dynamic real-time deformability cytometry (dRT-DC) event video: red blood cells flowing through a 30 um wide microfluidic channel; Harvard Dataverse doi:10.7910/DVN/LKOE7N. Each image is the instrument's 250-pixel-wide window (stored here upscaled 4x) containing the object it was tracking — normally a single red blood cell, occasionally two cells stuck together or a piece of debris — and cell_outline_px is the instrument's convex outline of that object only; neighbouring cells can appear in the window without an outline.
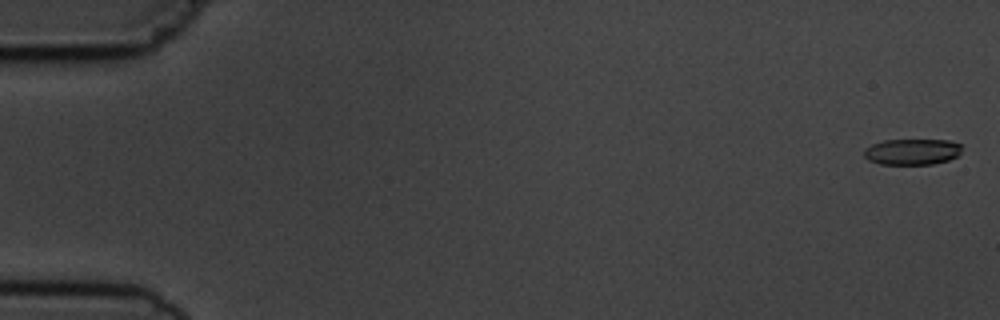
{"species": "common noctule bat (a hibernating species)", "species_latin": "Nyctalus noctula", "temperature_condition": "cold", "stored_images_in_passage": 6, "segment_of_instrument_passage": [1, 2], "camera_frame_rate_fps": 3000, "um_per_image_px": 0.085, "animal": {"sex": "male", "body_mass_g": 19.5, "forearm_length_mm": 54.6}, "frame": {"image": 1, "passage_image": 1, "time_ms": 0.0, "image_size_px": [1000, 320], "cell_outline_px": [[964, 144], [960, 152], [956, 156], [948, 160], [932, 164], [880, 164], [868, 160], [864, 156], [864, 148], [872, 144], [884, 140], [948, 140]], "centroid_in_image_um": [77.54, 12.89], "position_along_channel_um": 7.5, "area_um2": 14.91}}
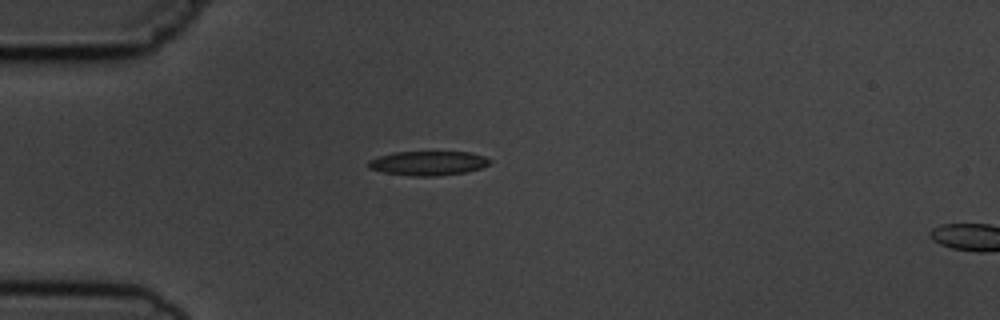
{"frame": {"image": 2, "passage_image": 5, "time_ms": 4.667, "image_size_px": [1000, 320], "cell_outline_px": [[492, 160], [488, 164], [480, 168], [464, 172], [436, 176], [412, 176], [384, 172], [368, 168], [368, 160], [392, 152], [472, 152], [484, 156]], "centroid_in_image_um": [36.38, 13.86], "position_along_channel_um": 48.6, "area_um2": 17.11}}